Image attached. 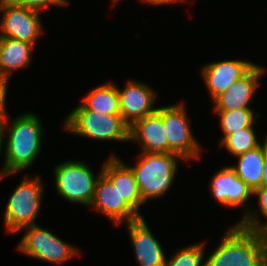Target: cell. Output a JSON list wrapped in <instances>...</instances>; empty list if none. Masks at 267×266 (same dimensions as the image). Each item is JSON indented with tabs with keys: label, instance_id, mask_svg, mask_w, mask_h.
<instances>
[{
	"label": "cell",
	"instance_id": "obj_1",
	"mask_svg": "<svg viewBox=\"0 0 267 266\" xmlns=\"http://www.w3.org/2000/svg\"><path fill=\"white\" fill-rule=\"evenodd\" d=\"M6 111L7 130L4 161L0 169V182L16 173L29 169L38 159L42 149L43 125L40 116L33 112H24L13 120H8ZM9 123V125H8ZM8 135V136H7Z\"/></svg>",
	"mask_w": 267,
	"mask_h": 266
},
{
	"label": "cell",
	"instance_id": "obj_2",
	"mask_svg": "<svg viewBox=\"0 0 267 266\" xmlns=\"http://www.w3.org/2000/svg\"><path fill=\"white\" fill-rule=\"evenodd\" d=\"M204 266H266L267 239L262 232L232 225L222 234Z\"/></svg>",
	"mask_w": 267,
	"mask_h": 266
},
{
	"label": "cell",
	"instance_id": "obj_3",
	"mask_svg": "<svg viewBox=\"0 0 267 266\" xmlns=\"http://www.w3.org/2000/svg\"><path fill=\"white\" fill-rule=\"evenodd\" d=\"M180 160L185 161L175 153L140 152L137 163L128 165L145 203L167 194L176 178Z\"/></svg>",
	"mask_w": 267,
	"mask_h": 266
},
{
	"label": "cell",
	"instance_id": "obj_4",
	"mask_svg": "<svg viewBox=\"0 0 267 266\" xmlns=\"http://www.w3.org/2000/svg\"><path fill=\"white\" fill-rule=\"evenodd\" d=\"M62 126L63 131L96 141H130V126L120 114L71 110Z\"/></svg>",
	"mask_w": 267,
	"mask_h": 266
},
{
	"label": "cell",
	"instance_id": "obj_5",
	"mask_svg": "<svg viewBox=\"0 0 267 266\" xmlns=\"http://www.w3.org/2000/svg\"><path fill=\"white\" fill-rule=\"evenodd\" d=\"M25 174L13 193L10 195L4 211V224L6 233L15 234L22 228L38 224L44 183L40 175L29 177Z\"/></svg>",
	"mask_w": 267,
	"mask_h": 266
},
{
	"label": "cell",
	"instance_id": "obj_6",
	"mask_svg": "<svg viewBox=\"0 0 267 266\" xmlns=\"http://www.w3.org/2000/svg\"><path fill=\"white\" fill-rule=\"evenodd\" d=\"M53 172L56 192L60 197L71 204H81L86 207L92 204L102 167L95 176L85 161L66 160L57 164Z\"/></svg>",
	"mask_w": 267,
	"mask_h": 266
},
{
	"label": "cell",
	"instance_id": "obj_7",
	"mask_svg": "<svg viewBox=\"0 0 267 266\" xmlns=\"http://www.w3.org/2000/svg\"><path fill=\"white\" fill-rule=\"evenodd\" d=\"M21 230H26L21 238L17 250L23 254L50 263L61 265L76 256L82 255L76 246L67 244L54 235L48 228L44 229L39 224L27 226Z\"/></svg>",
	"mask_w": 267,
	"mask_h": 266
},
{
	"label": "cell",
	"instance_id": "obj_8",
	"mask_svg": "<svg viewBox=\"0 0 267 266\" xmlns=\"http://www.w3.org/2000/svg\"><path fill=\"white\" fill-rule=\"evenodd\" d=\"M184 102L161 106V118L168 140V153L183 160H200L201 144L194 137Z\"/></svg>",
	"mask_w": 267,
	"mask_h": 266
},
{
	"label": "cell",
	"instance_id": "obj_9",
	"mask_svg": "<svg viewBox=\"0 0 267 266\" xmlns=\"http://www.w3.org/2000/svg\"><path fill=\"white\" fill-rule=\"evenodd\" d=\"M0 12V37H9L36 46L37 40L45 33L40 12L11 5L3 0H0Z\"/></svg>",
	"mask_w": 267,
	"mask_h": 266
},
{
	"label": "cell",
	"instance_id": "obj_10",
	"mask_svg": "<svg viewBox=\"0 0 267 266\" xmlns=\"http://www.w3.org/2000/svg\"><path fill=\"white\" fill-rule=\"evenodd\" d=\"M118 92L120 115L130 127L158 108L155 107L158 94L149 84L128 79L123 89L118 87Z\"/></svg>",
	"mask_w": 267,
	"mask_h": 266
},
{
	"label": "cell",
	"instance_id": "obj_11",
	"mask_svg": "<svg viewBox=\"0 0 267 266\" xmlns=\"http://www.w3.org/2000/svg\"><path fill=\"white\" fill-rule=\"evenodd\" d=\"M209 187L214 200L221 206L232 209L247 207L244 209L243 217L250 211V204L248 207L246 202L253 196V190L236 175L231 166L221 167L211 178Z\"/></svg>",
	"mask_w": 267,
	"mask_h": 266
},
{
	"label": "cell",
	"instance_id": "obj_12",
	"mask_svg": "<svg viewBox=\"0 0 267 266\" xmlns=\"http://www.w3.org/2000/svg\"><path fill=\"white\" fill-rule=\"evenodd\" d=\"M90 207L114 222L116 226L124 222L127 224L141 218L126 203L117 188H115L113 183L103 173L98 178L95 196Z\"/></svg>",
	"mask_w": 267,
	"mask_h": 266
},
{
	"label": "cell",
	"instance_id": "obj_13",
	"mask_svg": "<svg viewBox=\"0 0 267 266\" xmlns=\"http://www.w3.org/2000/svg\"><path fill=\"white\" fill-rule=\"evenodd\" d=\"M256 63L246 60L211 61L201 68V75L211 100L224 93Z\"/></svg>",
	"mask_w": 267,
	"mask_h": 266
},
{
	"label": "cell",
	"instance_id": "obj_14",
	"mask_svg": "<svg viewBox=\"0 0 267 266\" xmlns=\"http://www.w3.org/2000/svg\"><path fill=\"white\" fill-rule=\"evenodd\" d=\"M266 72L265 67L255 64L245 75L236 80L228 90L212 100L213 110H235L251 108L252 98L260 86L259 80Z\"/></svg>",
	"mask_w": 267,
	"mask_h": 266
},
{
	"label": "cell",
	"instance_id": "obj_15",
	"mask_svg": "<svg viewBox=\"0 0 267 266\" xmlns=\"http://www.w3.org/2000/svg\"><path fill=\"white\" fill-rule=\"evenodd\" d=\"M126 227L139 266H165L167 258L163 247L144 217L127 223Z\"/></svg>",
	"mask_w": 267,
	"mask_h": 266
},
{
	"label": "cell",
	"instance_id": "obj_16",
	"mask_svg": "<svg viewBox=\"0 0 267 266\" xmlns=\"http://www.w3.org/2000/svg\"><path fill=\"white\" fill-rule=\"evenodd\" d=\"M103 163L102 173L113 183L126 203L139 216L144 217L140 209L145 202L142 200L132 169L115 154H111Z\"/></svg>",
	"mask_w": 267,
	"mask_h": 266
},
{
	"label": "cell",
	"instance_id": "obj_17",
	"mask_svg": "<svg viewBox=\"0 0 267 266\" xmlns=\"http://www.w3.org/2000/svg\"><path fill=\"white\" fill-rule=\"evenodd\" d=\"M140 144L141 152L168 153V140L161 118V107L130 127V142Z\"/></svg>",
	"mask_w": 267,
	"mask_h": 266
},
{
	"label": "cell",
	"instance_id": "obj_18",
	"mask_svg": "<svg viewBox=\"0 0 267 266\" xmlns=\"http://www.w3.org/2000/svg\"><path fill=\"white\" fill-rule=\"evenodd\" d=\"M35 45L0 37V77L8 84L13 72L31 65Z\"/></svg>",
	"mask_w": 267,
	"mask_h": 266
},
{
	"label": "cell",
	"instance_id": "obj_19",
	"mask_svg": "<svg viewBox=\"0 0 267 266\" xmlns=\"http://www.w3.org/2000/svg\"><path fill=\"white\" fill-rule=\"evenodd\" d=\"M267 152V135L262 144L248 150L237 157L236 165L231 167L236 175L240 177L253 191L261 187L263 175V163Z\"/></svg>",
	"mask_w": 267,
	"mask_h": 266
},
{
	"label": "cell",
	"instance_id": "obj_20",
	"mask_svg": "<svg viewBox=\"0 0 267 266\" xmlns=\"http://www.w3.org/2000/svg\"><path fill=\"white\" fill-rule=\"evenodd\" d=\"M73 110H92L101 114H120L118 85L103 83L93 87Z\"/></svg>",
	"mask_w": 267,
	"mask_h": 266
},
{
	"label": "cell",
	"instance_id": "obj_21",
	"mask_svg": "<svg viewBox=\"0 0 267 266\" xmlns=\"http://www.w3.org/2000/svg\"><path fill=\"white\" fill-rule=\"evenodd\" d=\"M215 115L219 117L220 127L222 130V138L219 144L230 134L247 127H254L259 113H255L252 108H242L235 110H213Z\"/></svg>",
	"mask_w": 267,
	"mask_h": 266
},
{
	"label": "cell",
	"instance_id": "obj_22",
	"mask_svg": "<svg viewBox=\"0 0 267 266\" xmlns=\"http://www.w3.org/2000/svg\"><path fill=\"white\" fill-rule=\"evenodd\" d=\"M257 138L254 127L240 129L228 135L219 145L220 148H225L234 157L246 153L261 144Z\"/></svg>",
	"mask_w": 267,
	"mask_h": 266
},
{
	"label": "cell",
	"instance_id": "obj_23",
	"mask_svg": "<svg viewBox=\"0 0 267 266\" xmlns=\"http://www.w3.org/2000/svg\"><path fill=\"white\" fill-rule=\"evenodd\" d=\"M253 196L257 197L259 204L258 210L260 211L262 217H265L266 222H263L260 219V214H258V211L255 210V207L253 209V206L251 205V209L248 214L242 217L240 221L237 222V224L242 226L243 228L263 233L267 229V187H260L254 190Z\"/></svg>",
	"mask_w": 267,
	"mask_h": 266
},
{
	"label": "cell",
	"instance_id": "obj_24",
	"mask_svg": "<svg viewBox=\"0 0 267 266\" xmlns=\"http://www.w3.org/2000/svg\"><path fill=\"white\" fill-rule=\"evenodd\" d=\"M205 243L199 242L178 249L166 260L165 266H204Z\"/></svg>",
	"mask_w": 267,
	"mask_h": 266
},
{
	"label": "cell",
	"instance_id": "obj_25",
	"mask_svg": "<svg viewBox=\"0 0 267 266\" xmlns=\"http://www.w3.org/2000/svg\"><path fill=\"white\" fill-rule=\"evenodd\" d=\"M4 2L20 6V7H26L31 10L37 11L42 13V11H45L46 8L51 6H68L69 0H3Z\"/></svg>",
	"mask_w": 267,
	"mask_h": 266
},
{
	"label": "cell",
	"instance_id": "obj_26",
	"mask_svg": "<svg viewBox=\"0 0 267 266\" xmlns=\"http://www.w3.org/2000/svg\"><path fill=\"white\" fill-rule=\"evenodd\" d=\"M8 84L0 77V112L7 110Z\"/></svg>",
	"mask_w": 267,
	"mask_h": 266
},
{
	"label": "cell",
	"instance_id": "obj_27",
	"mask_svg": "<svg viewBox=\"0 0 267 266\" xmlns=\"http://www.w3.org/2000/svg\"><path fill=\"white\" fill-rule=\"evenodd\" d=\"M5 127H6V111H1L0 112V156L2 155L3 147L5 146L4 144V138L5 137Z\"/></svg>",
	"mask_w": 267,
	"mask_h": 266
},
{
	"label": "cell",
	"instance_id": "obj_28",
	"mask_svg": "<svg viewBox=\"0 0 267 266\" xmlns=\"http://www.w3.org/2000/svg\"><path fill=\"white\" fill-rule=\"evenodd\" d=\"M147 3L149 5H154V6H163V5H172V4H177V3H184L185 1L188 0H140V2Z\"/></svg>",
	"mask_w": 267,
	"mask_h": 266
},
{
	"label": "cell",
	"instance_id": "obj_29",
	"mask_svg": "<svg viewBox=\"0 0 267 266\" xmlns=\"http://www.w3.org/2000/svg\"><path fill=\"white\" fill-rule=\"evenodd\" d=\"M261 187H267V152L263 163V175L261 181Z\"/></svg>",
	"mask_w": 267,
	"mask_h": 266
},
{
	"label": "cell",
	"instance_id": "obj_30",
	"mask_svg": "<svg viewBox=\"0 0 267 266\" xmlns=\"http://www.w3.org/2000/svg\"><path fill=\"white\" fill-rule=\"evenodd\" d=\"M112 1V5L111 6H116V4L118 3V2H120V0H111Z\"/></svg>",
	"mask_w": 267,
	"mask_h": 266
},
{
	"label": "cell",
	"instance_id": "obj_31",
	"mask_svg": "<svg viewBox=\"0 0 267 266\" xmlns=\"http://www.w3.org/2000/svg\"><path fill=\"white\" fill-rule=\"evenodd\" d=\"M263 235L266 237L267 239V229L263 232Z\"/></svg>",
	"mask_w": 267,
	"mask_h": 266
}]
</instances>
